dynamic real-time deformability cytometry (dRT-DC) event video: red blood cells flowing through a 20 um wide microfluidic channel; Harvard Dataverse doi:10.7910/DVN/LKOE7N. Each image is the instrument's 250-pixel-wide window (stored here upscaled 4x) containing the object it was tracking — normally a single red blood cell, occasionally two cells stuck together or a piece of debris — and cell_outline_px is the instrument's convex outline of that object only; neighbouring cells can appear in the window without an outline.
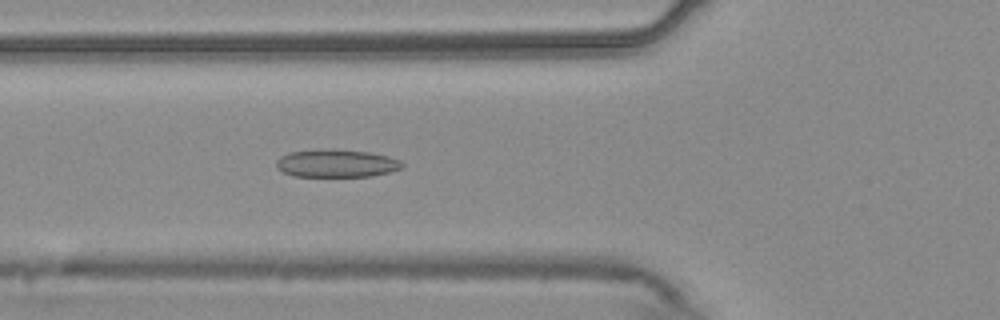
{"species": "common noctule bat (a hibernating species)", "species_latin": "Nyctalus noctula", "temperature_condition": "warm", "stored_images_in_passage": 53, "camera_frame_rate_fps": 3000, "um_per_image_px": 0.085, "animal": {"sex": "male", "body_mass_g": 20.4}, "frame": {"image": 1, "passage_image": 19, "time_ms": 6.0, "image_size_px": [1000, 320], "cell_outline_px": [[404, 164], [400, 168], [392, 172], [372, 176], [292, 176], [276, 168], [276, 160], [280, 156], [288, 152], [332, 148], [336, 148], [368, 152], [388, 156], [400, 160]], "centroid_in_image_um": [28.59, 13.87], "position_along_channel_um": 97.2, "area_um2": 20.63}}
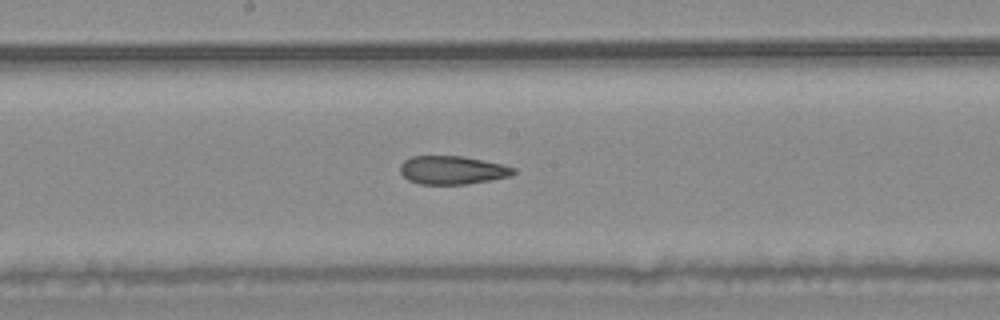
{"frame": {"image": 2, "passage_image": 28, "time_ms": 9.0, "image_size_px": [1000, 320], "cell_outline_px": [[516, 172], [512, 176], [492, 180], [464, 184], [420, 184], [408, 180], [400, 172], [400, 164], [404, 160], [412, 156], [464, 156], [504, 164], [516, 168]], "centroid_in_image_um": [38.48, 14.45], "position_along_channel_um": 209.7, "area_um2": 18.96}}
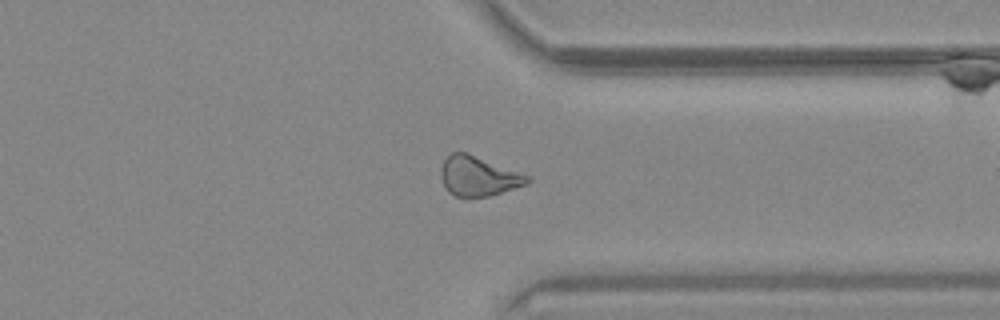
{"frame": {"image": 3, "passage_image": 41, "time_ms": 13.333, "image_size_px": [1000, 320], "cell_outline_px": [[532, 180], [528, 184], [488, 196], [468, 200], [464, 200], [448, 192], [440, 176], [440, 168], [444, 160], [452, 152], [468, 152], [532, 176]], "centroid_in_image_um": [40.67, 14.99], "position_along_channel_um": 370.7, "area_um2": 20.69}, "authors_computed_cell_mechanics": {"area_um2": 20.808, "velocity_mm_per_s": 3.7464, "shape_relaxation_time_tau1_ms": 9.8114, "shape_relaxation_time_tau2_ms": 3.246, "deformation_change_tau1": 0.1873, "deformation_change_tau2": 0.1052}}